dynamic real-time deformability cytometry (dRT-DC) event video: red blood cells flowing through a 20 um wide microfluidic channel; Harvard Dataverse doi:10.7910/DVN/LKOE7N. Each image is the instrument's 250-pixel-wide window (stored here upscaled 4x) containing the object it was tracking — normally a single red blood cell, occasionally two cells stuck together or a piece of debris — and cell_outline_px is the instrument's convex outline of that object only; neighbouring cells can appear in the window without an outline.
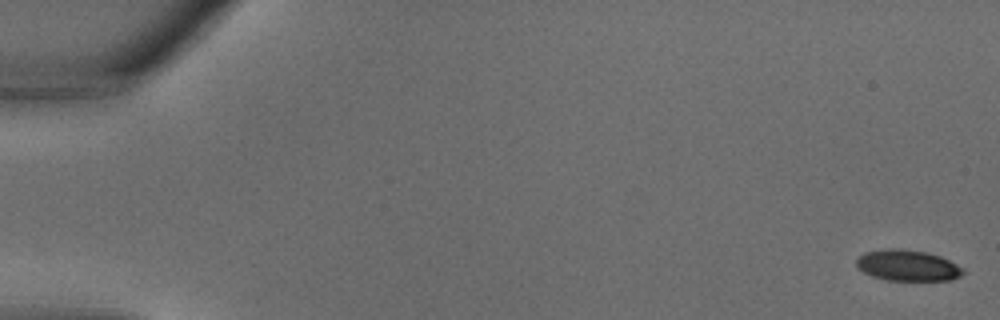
{"species": "common noctule bat (a hibernating species)", "species_latin": "Nyctalus noctula", "temperature_condition": "warm", "stored_images_in_passage": 34, "camera_frame_rate_fps": 3000, "um_per_image_px": 0.085, "animal": {"sex": "male", "body_mass_g": 18.8}, "frame": {"image": 1, "passage_image": 1, "time_ms": 0.0, "image_size_px": [1000, 320], "cell_outline_px": [[964, 272], [960, 276], [952, 280], [888, 280], [872, 276], [856, 268], [856, 260], [864, 252], [888, 248], [900, 248], [924, 252], [940, 256], [964, 268]], "centroid_in_image_um": [77.13, 22.56], "position_along_channel_um": 7.9, "area_um2": 19.25}}
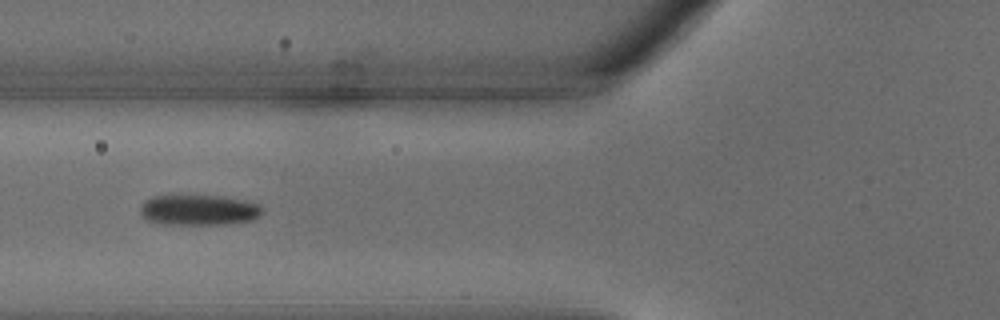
{"frame": {"image": 2, "passage_image": 14, "time_ms": 4.333, "image_size_px": [1000, 320], "cell_outline_px": [[264, 212], [260, 216], [252, 220], [220, 224], [164, 224], [148, 220], [140, 212], [140, 208], [144, 200], [156, 196], [220, 196], [244, 200], [260, 204]], "centroid_in_image_um": [16.93, 17.85], "position_along_channel_um": 108.9, "area_um2": 21.5}}
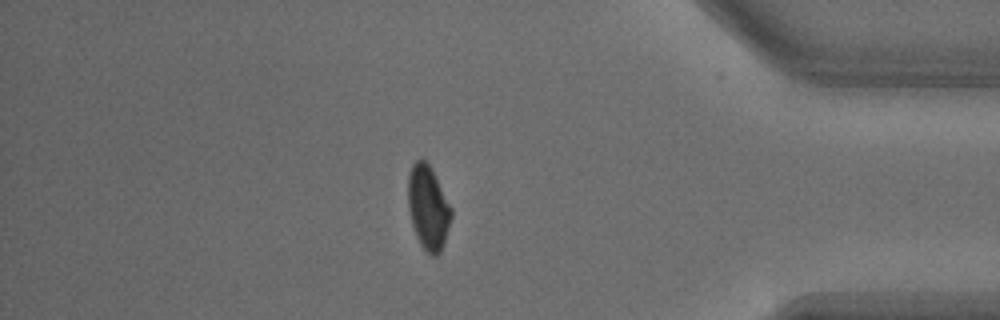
{"frame": {"image": 3, "passage_image": 30, "time_ms": 9.667, "image_size_px": [1000, 320], "cell_outline_px": [[452, 216], [444, 244], [440, 252], [436, 256], [432, 256], [420, 244], [416, 236], [412, 224], [408, 208], [408, 176], [412, 164], [416, 160], [424, 160], [428, 164], [452, 208]], "centroid_in_image_um": [36.39, 17.67], "position_along_channel_um": 398.8, "area_um2": 20.92}}